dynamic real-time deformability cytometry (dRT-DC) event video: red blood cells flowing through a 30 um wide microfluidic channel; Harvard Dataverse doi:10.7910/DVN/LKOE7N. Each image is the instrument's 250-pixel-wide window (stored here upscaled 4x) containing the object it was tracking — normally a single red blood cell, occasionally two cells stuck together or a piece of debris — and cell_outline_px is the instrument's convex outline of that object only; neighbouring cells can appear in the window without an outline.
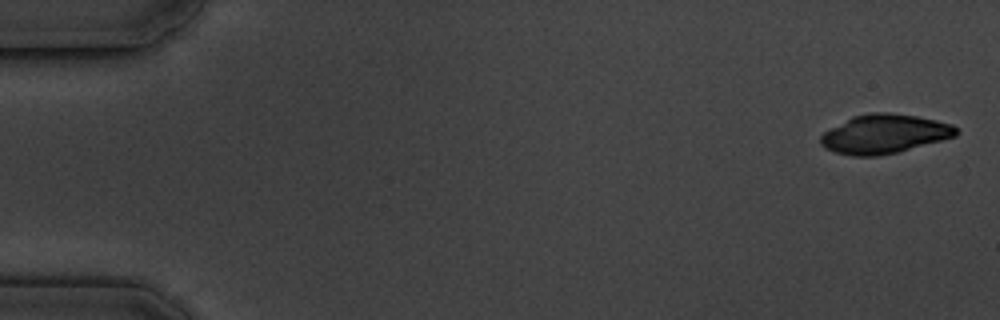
{"species": "common noctule bat (a hibernating species)", "species_latin": "Nyctalus noctula", "temperature_condition": "cold", "stored_images_in_passage": 5, "camera_frame_rate_fps": 3000, "um_per_image_px": 0.085, "animal": {"sex": "male", "body_mass_g": 19.5, "forearm_length_mm": 54.6}, "frame": {"image": 1, "passage_image": 1, "time_ms": 0.0, "image_size_px": [1000, 320], "cell_outline_px": [[960, 132], [956, 136], [896, 152], [876, 156], [852, 156], [836, 152], [824, 148], [820, 144], [820, 136], [824, 132], [852, 116], [872, 112], [888, 112], [916, 116], [936, 120], [952, 124]], "centroid_in_image_um": [75.15, 11.38], "position_along_channel_um": 9.8, "area_um2": 30.63}}